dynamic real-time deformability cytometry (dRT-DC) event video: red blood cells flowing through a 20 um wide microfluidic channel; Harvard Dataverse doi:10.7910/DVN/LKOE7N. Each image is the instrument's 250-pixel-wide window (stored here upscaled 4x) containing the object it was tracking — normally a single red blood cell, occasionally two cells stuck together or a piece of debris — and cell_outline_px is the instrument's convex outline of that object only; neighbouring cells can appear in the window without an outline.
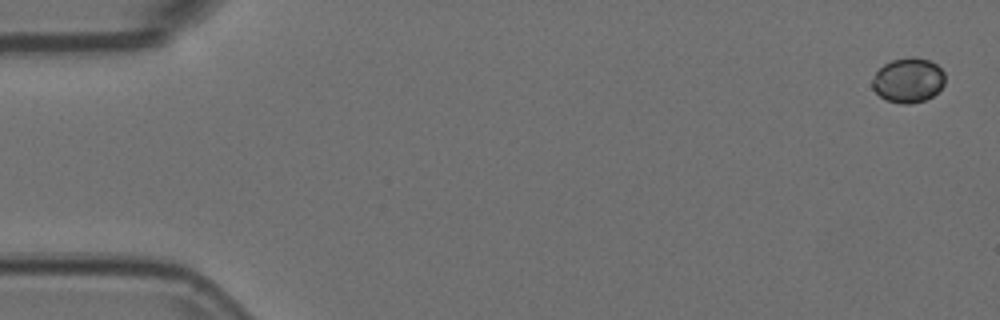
{"species": "Egyptian fruit bat (a non-hibernating species)", "species_latin": "Rousettus aegyptiacus", "temperature_condition": "room temperature", "stored_images_in_passage": 3, "camera_frame_rate_fps": 3000, "um_per_image_px": 0.085, "animal": {"sex": "female"}, "frame": {"image": 1, "passage_image": 1, "time_ms": 0.0, "image_size_px": [1000, 320], "cell_outline_px": [[944, 84], [932, 96], [924, 100], [908, 104], [900, 104], [888, 100], [880, 96], [872, 88], [872, 80], [876, 72], [884, 64], [892, 60], [912, 56], [928, 60], [936, 64], [944, 72]], "centroid_in_image_um": [77.19, 6.81], "position_along_channel_um": 7.8, "area_um2": 18.79}}
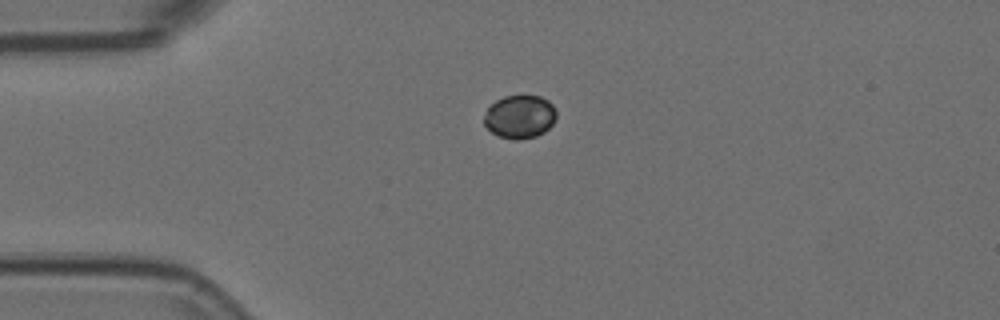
{"frame": {"image": 2, "passage_image": 3, "time_ms": 0.667, "image_size_px": [1000, 320], "cell_outline_px": [[556, 120], [544, 132], [536, 136], [520, 140], [516, 140], [500, 136], [492, 132], [484, 124], [484, 116], [488, 108], [496, 100], [504, 96], [540, 96], [548, 100], [556, 108]], "centroid_in_image_um": [44.2, 9.92], "position_along_channel_um": 40.8, "area_um2": 18.21}}